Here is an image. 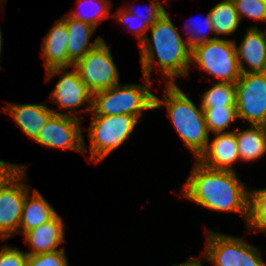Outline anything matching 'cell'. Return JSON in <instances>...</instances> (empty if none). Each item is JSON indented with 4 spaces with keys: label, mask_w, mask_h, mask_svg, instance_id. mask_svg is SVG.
Wrapping results in <instances>:
<instances>
[{
    "label": "cell",
    "mask_w": 266,
    "mask_h": 266,
    "mask_svg": "<svg viewBox=\"0 0 266 266\" xmlns=\"http://www.w3.org/2000/svg\"><path fill=\"white\" fill-rule=\"evenodd\" d=\"M208 132L222 133L234 120H238L236 107L202 108Z\"/></svg>",
    "instance_id": "cell-25"
},
{
    "label": "cell",
    "mask_w": 266,
    "mask_h": 266,
    "mask_svg": "<svg viewBox=\"0 0 266 266\" xmlns=\"http://www.w3.org/2000/svg\"><path fill=\"white\" fill-rule=\"evenodd\" d=\"M211 82L213 86L202 94L201 107H236L235 83Z\"/></svg>",
    "instance_id": "cell-22"
},
{
    "label": "cell",
    "mask_w": 266,
    "mask_h": 266,
    "mask_svg": "<svg viewBox=\"0 0 266 266\" xmlns=\"http://www.w3.org/2000/svg\"><path fill=\"white\" fill-rule=\"evenodd\" d=\"M239 15L259 22H266V0H232Z\"/></svg>",
    "instance_id": "cell-27"
},
{
    "label": "cell",
    "mask_w": 266,
    "mask_h": 266,
    "mask_svg": "<svg viewBox=\"0 0 266 266\" xmlns=\"http://www.w3.org/2000/svg\"><path fill=\"white\" fill-rule=\"evenodd\" d=\"M92 94L119 84V71L105 40L73 66Z\"/></svg>",
    "instance_id": "cell-8"
},
{
    "label": "cell",
    "mask_w": 266,
    "mask_h": 266,
    "mask_svg": "<svg viewBox=\"0 0 266 266\" xmlns=\"http://www.w3.org/2000/svg\"><path fill=\"white\" fill-rule=\"evenodd\" d=\"M180 194L209 210L240 213L247 222L249 192L235 171L211 169L195 159Z\"/></svg>",
    "instance_id": "cell-1"
},
{
    "label": "cell",
    "mask_w": 266,
    "mask_h": 266,
    "mask_svg": "<svg viewBox=\"0 0 266 266\" xmlns=\"http://www.w3.org/2000/svg\"><path fill=\"white\" fill-rule=\"evenodd\" d=\"M235 86L238 120L266 126V73H241Z\"/></svg>",
    "instance_id": "cell-9"
},
{
    "label": "cell",
    "mask_w": 266,
    "mask_h": 266,
    "mask_svg": "<svg viewBox=\"0 0 266 266\" xmlns=\"http://www.w3.org/2000/svg\"><path fill=\"white\" fill-rule=\"evenodd\" d=\"M139 119L135 115H92L88 128L90 158L97 164L130 137Z\"/></svg>",
    "instance_id": "cell-5"
},
{
    "label": "cell",
    "mask_w": 266,
    "mask_h": 266,
    "mask_svg": "<svg viewBox=\"0 0 266 266\" xmlns=\"http://www.w3.org/2000/svg\"><path fill=\"white\" fill-rule=\"evenodd\" d=\"M211 143L196 159L204 166L216 170L234 171L232 165L240 160L236 138V129L222 133H215Z\"/></svg>",
    "instance_id": "cell-13"
},
{
    "label": "cell",
    "mask_w": 266,
    "mask_h": 266,
    "mask_svg": "<svg viewBox=\"0 0 266 266\" xmlns=\"http://www.w3.org/2000/svg\"><path fill=\"white\" fill-rule=\"evenodd\" d=\"M23 169L6 187L0 191V239L8 240L19 234V225L26 195L31 189L21 180L26 178Z\"/></svg>",
    "instance_id": "cell-12"
},
{
    "label": "cell",
    "mask_w": 266,
    "mask_h": 266,
    "mask_svg": "<svg viewBox=\"0 0 266 266\" xmlns=\"http://www.w3.org/2000/svg\"><path fill=\"white\" fill-rule=\"evenodd\" d=\"M148 30L151 32L153 43L149 36H146L139 45L143 76L150 79L154 63H157L163 78H168L165 81L166 84H175L173 80L178 76L188 77V68L192 65V49L188 46L187 41L180 36L178 29L169 17V13L166 11Z\"/></svg>",
    "instance_id": "cell-2"
},
{
    "label": "cell",
    "mask_w": 266,
    "mask_h": 266,
    "mask_svg": "<svg viewBox=\"0 0 266 266\" xmlns=\"http://www.w3.org/2000/svg\"><path fill=\"white\" fill-rule=\"evenodd\" d=\"M81 128V118L54 114L40 129L34 140L42 146L73 150L85 155L86 147Z\"/></svg>",
    "instance_id": "cell-11"
},
{
    "label": "cell",
    "mask_w": 266,
    "mask_h": 266,
    "mask_svg": "<svg viewBox=\"0 0 266 266\" xmlns=\"http://www.w3.org/2000/svg\"><path fill=\"white\" fill-rule=\"evenodd\" d=\"M127 11L135 17L139 18L141 21H144L145 24L150 28L152 27L166 12L165 8L158 0H151L149 7H147L146 15H143L142 12H138L137 9L126 8Z\"/></svg>",
    "instance_id": "cell-30"
},
{
    "label": "cell",
    "mask_w": 266,
    "mask_h": 266,
    "mask_svg": "<svg viewBox=\"0 0 266 266\" xmlns=\"http://www.w3.org/2000/svg\"><path fill=\"white\" fill-rule=\"evenodd\" d=\"M62 19L65 21L69 33L68 58L74 64L104 40L102 37H97L90 44L91 36L97 28L68 15H65Z\"/></svg>",
    "instance_id": "cell-18"
},
{
    "label": "cell",
    "mask_w": 266,
    "mask_h": 266,
    "mask_svg": "<svg viewBox=\"0 0 266 266\" xmlns=\"http://www.w3.org/2000/svg\"><path fill=\"white\" fill-rule=\"evenodd\" d=\"M28 255L17 249L4 245L0 250V266H25Z\"/></svg>",
    "instance_id": "cell-31"
},
{
    "label": "cell",
    "mask_w": 266,
    "mask_h": 266,
    "mask_svg": "<svg viewBox=\"0 0 266 266\" xmlns=\"http://www.w3.org/2000/svg\"><path fill=\"white\" fill-rule=\"evenodd\" d=\"M207 246L202 258L215 266H266L259 249L245 240L207 231Z\"/></svg>",
    "instance_id": "cell-7"
},
{
    "label": "cell",
    "mask_w": 266,
    "mask_h": 266,
    "mask_svg": "<svg viewBox=\"0 0 266 266\" xmlns=\"http://www.w3.org/2000/svg\"><path fill=\"white\" fill-rule=\"evenodd\" d=\"M163 98L154 96V109L166 105L175 130L197 159L210 140L204 110L201 105L197 107L176 83L166 84Z\"/></svg>",
    "instance_id": "cell-3"
},
{
    "label": "cell",
    "mask_w": 266,
    "mask_h": 266,
    "mask_svg": "<svg viewBox=\"0 0 266 266\" xmlns=\"http://www.w3.org/2000/svg\"><path fill=\"white\" fill-rule=\"evenodd\" d=\"M1 50H2V33H1V29H0V56H1ZM0 70H2L1 67H0Z\"/></svg>",
    "instance_id": "cell-34"
},
{
    "label": "cell",
    "mask_w": 266,
    "mask_h": 266,
    "mask_svg": "<svg viewBox=\"0 0 266 266\" xmlns=\"http://www.w3.org/2000/svg\"><path fill=\"white\" fill-rule=\"evenodd\" d=\"M144 83L115 85L93 94L92 115L131 114L140 119L144 110L154 109V96L150 92L151 80L143 76Z\"/></svg>",
    "instance_id": "cell-4"
},
{
    "label": "cell",
    "mask_w": 266,
    "mask_h": 266,
    "mask_svg": "<svg viewBox=\"0 0 266 266\" xmlns=\"http://www.w3.org/2000/svg\"><path fill=\"white\" fill-rule=\"evenodd\" d=\"M79 6H86L85 9L82 7L80 11H71L67 15L80 20L82 22L88 23L95 28L111 15V2L110 0H79ZM86 4V5H85ZM90 8V9H89ZM92 8V9H91Z\"/></svg>",
    "instance_id": "cell-23"
},
{
    "label": "cell",
    "mask_w": 266,
    "mask_h": 266,
    "mask_svg": "<svg viewBox=\"0 0 266 266\" xmlns=\"http://www.w3.org/2000/svg\"><path fill=\"white\" fill-rule=\"evenodd\" d=\"M27 166L11 164L0 160V191L6 187Z\"/></svg>",
    "instance_id": "cell-32"
},
{
    "label": "cell",
    "mask_w": 266,
    "mask_h": 266,
    "mask_svg": "<svg viewBox=\"0 0 266 266\" xmlns=\"http://www.w3.org/2000/svg\"><path fill=\"white\" fill-rule=\"evenodd\" d=\"M248 230L257 229L266 232V188L249 191Z\"/></svg>",
    "instance_id": "cell-24"
},
{
    "label": "cell",
    "mask_w": 266,
    "mask_h": 266,
    "mask_svg": "<svg viewBox=\"0 0 266 266\" xmlns=\"http://www.w3.org/2000/svg\"><path fill=\"white\" fill-rule=\"evenodd\" d=\"M235 45L234 40L220 37L198 44L192 48L191 64L215 76L218 82L236 83L241 72Z\"/></svg>",
    "instance_id": "cell-6"
},
{
    "label": "cell",
    "mask_w": 266,
    "mask_h": 266,
    "mask_svg": "<svg viewBox=\"0 0 266 266\" xmlns=\"http://www.w3.org/2000/svg\"><path fill=\"white\" fill-rule=\"evenodd\" d=\"M119 11L120 12H118V14L115 15L116 18L118 19L119 22L127 24L130 31L136 34L140 45L145 40L147 36L145 32L148 31L149 27L145 24L144 21H141L139 18L135 17V15L129 13L127 9L125 10L123 8L122 9L120 8ZM136 21L139 22V24L137 23L136 25L135 24Z\"/></svg>",
    "instance_id": "cell-29"
},
{
    "label": "cell",
    "mask_w": 266,
    "mask_h": 266,
    "mask_svg": "<svg viewBox=\"0 0 266 266\" xmlns=\"http://www.w3.org/2000/svg\"><path fill=\"white\" fill-rule=\"evenodd\" d=\"M25 266H68L64 249L28 255Z\"/></svg>",
    "instance_id": "cell-28"
},
{
    "label": "cell",
    "mask_w": 266,
    "mask_h": 266,
    "mask_svg": "<svg viewBox=\"0 0 266 266\" xmlns=\"http://www.w3.org/2000/svg\"><path fill=\"white\" fill-rule=\"evenodd\" d=\"M190 21L189 24L186 23V30L188 32H186L187 39H185L188 43V46L192 49L194 48L196 45L204 43V42H208L211 40L216 39L215 37H211L209 38L206 34L205 31H209L211 33L214 32L213 30V26H212V21L210 18L209 13L207 14V16L204 18V21ZM202 24L205 25V29L202 27Z\"/></svg>",
    "instance_id": "cell-26"
},
{
    "label": "cell",
    "mask_w": 266,
    "mask_h": 266,
    "mask_svg": "<svg viewBox=\"0 0 266 266\" xmlns=\"http://www.w3.org/2000/svg\"><path fill=\"white\" fill-rule=\"evenodd\" d=\"M68 68H51L46 70V79L50 80L55 75H60V78L55 88L50 93L51 101L58 104L61 109H64L68 116L78 117L74 111L86 103L84 111L91 112L93 94L84 84L77 70L73 67L71 71H66ZM64 72V74H62Z\"/></svg>",
    "instance_id": "cell-10"
},
{
    "label": "cell",
    "mask_w": 266,
    "mask_h": 266,
    "mask_svg": "<svg viewBox=\"0 0 266 266\" xmlns=\"http://www.w3.org/2000/svg\"><path fill=\"white\" fill-rule=\"evenodd\" d=\"M235 49L241 73H266V30L262 32L258 27H249ZM244 62L249 66L245 67Z\"/></svg>",
    "instance_id": "cell-14"
},
{
    "label": "cell",
    "mask_w": 266,
    "mask_h": 266,
    "mask_svg": "<svg viewBox=\"0 0 266 266\" xmlns=\"http://www.w3.org/2000/svg\"><path fill=\"white\" fill-rule=\"evenodd\" d=\"M172 266H203L200 260L190 257L186 262L180 264H173Z\"/></svg>",
    "instance_id": "cell-33"
},
{
    "label": "cell",
    "mask_w": 266,
    "mask_h": 266,
    "mask_svg": "<svg viewBox=\"0 0 266 266\" xmlns=\"http://www.w3.org/2000/svg\"><path fill=\"white\" fill-rule=\"evenodd\" d=\"M215 38L232 35L240 24L239 15L232 0H222L209 11ZM217 35V36H216Z\"/></svg>",
    "instance_id": "cell-21"
},
{
    "label": "cell",
    "mask_w": 266,
    "mask_h": 266,
    "mask_svg": "<svg viewBox=\"0 0 266 266\" xmlns=\"http://www.w3.org/2000/svg\"><path fill=\"white\" fill-rule=\"evenodd\" d=\"M6 113L12 116L17 126L33 141L40 129L54 114H63L47 105L11 103L5 107Z\"/></svg>",
    "instance_id": "cell-16"
},
{
    "label": "cell",
    "mask_w": 266,
    "mask_h": 266,
    "mask_svg": "<svg viewBox=\"0 0 266 266\" xmlns=\"http://www.w3.org/2000/svg\"><path fill=\"white\" fill-rule=\"evenodd\" d=\"M239 158L243 161H254L266 154V126L236 129Z\"/></svg>",
    "instance_id": "cell-20"
},
{
    "label": "cell",
    "mask_w": 266,
    "mask_h": 266,
    "mask_svg": "<svg viewBox=\"0 0 266 266\" xmlns=\"http://www.w3.org/2000/svg\"><path fill=\"white\" fill-rule=\"evenodd\" d=\"M56 214L55 209L39 191H30L24 200L19 234L23 235L26 231L50 221Z\"/></svg>",
    "instance_id": "cell-19"
},
{
    "label": "cell",
    "mask_w": 266,
    "mask_h": 266,
    "mask_svg": "<svg viewBox=\"0 0 266 266\" xmlns=\"http://www.w3.org/2000/svg\"><path fill=\"white\" fill-rule=\"evenodd\" d=\"M64 227L62 217L56 214L50 221L26 231L25 242L31 246L27 255H35L62 250L58 248L64 241ZM58 248V249H57Z\"/></svg>",
    "instance_id": "cell-17"
},
{
    "label": "cell",
    "mask_w": 266,
    "mask_h": 266,
    "mask_svg": "<svg viewBox=\"0 0 266 266\" xmlns=\"http://www.w3.org/2000/svg\"><path fill=\"white\" fill-rule=\"evenodd\" d=\"M69 33L65 21L58 19L42 42V57L45 69L69 68L74 63L68 58Z\"/></svg>",
    "instance_id": "cell-15"
}]
</instances>
